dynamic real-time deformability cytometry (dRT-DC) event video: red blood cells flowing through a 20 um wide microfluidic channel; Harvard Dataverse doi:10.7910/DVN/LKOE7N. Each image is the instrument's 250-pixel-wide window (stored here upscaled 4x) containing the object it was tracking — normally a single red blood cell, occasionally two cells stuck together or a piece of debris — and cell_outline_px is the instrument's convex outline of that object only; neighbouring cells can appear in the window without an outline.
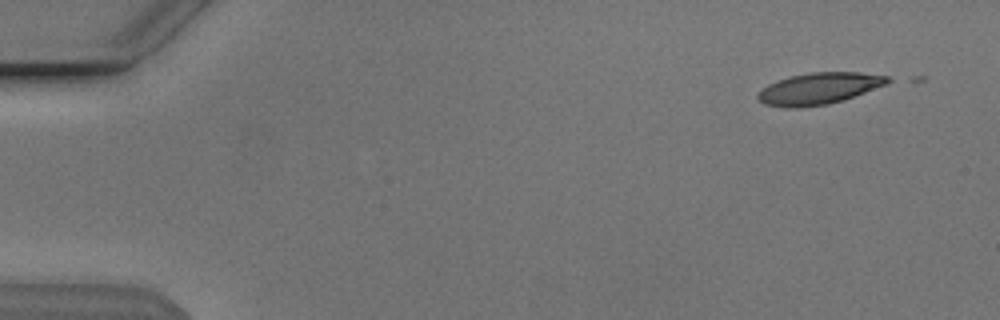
{"species": "Egyptian fruit bat (a non-hibernating species)", "species_latin": "Rousettus aegyptiacus", "temperature_condition": "cold", "stored_images_in_passage": 3, "camera_frame_rate_fps": 3000, "um_per_image_px": 0.085, "animal": {"sex": "male"}, "frame": {"image": 1, "passage_image": 1, "time_ms": 0.0, "image_size_px": [1000, 320], "cell_outline_px": [[896, 80], [888, 84], [844, 100], [828, 104], [800, 108], [784, 108], [764, 104], [756, 96], [768, 84], [776, 80], [792, 76], [812, 72], [860, 72], [888, 76]], "centroid_in_image_um": [69.67, 7.53], "position_along_channel_um": 15.3, "area_um2": 24.1}}